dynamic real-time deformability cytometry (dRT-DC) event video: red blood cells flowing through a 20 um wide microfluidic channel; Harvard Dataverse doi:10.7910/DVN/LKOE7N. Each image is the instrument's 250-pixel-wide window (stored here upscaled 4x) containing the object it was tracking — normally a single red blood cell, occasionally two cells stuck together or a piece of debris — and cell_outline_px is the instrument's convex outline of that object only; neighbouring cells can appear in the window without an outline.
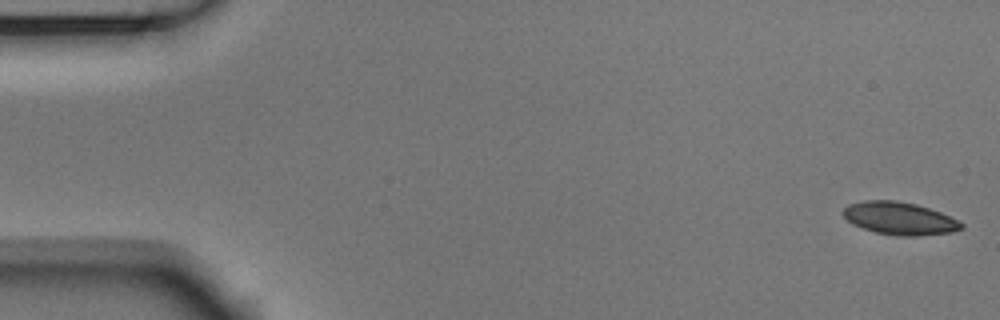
{"species": "Egyptian fruit bat (a non-hibernating species)", "species_latin": "Rousettus aegyptiacus", "temperature_condition": "room temperature", "stored_images_in_passage": 54, "camera_frame_rate_fps": 3000, "um_per_image_px": 0.085, "animal": {"sex": "male"}, "frame": {"image": 1, "passage_image": 1, "time_ms": 0.0, "image_size_px": [1000, 320], "cell_outline_px": [[964, 228], [952, 232], [916, 236], [900, 236], [876, 232], [852, 224], [844, 216], [844, 208], [848, 204], [864, 200], [896, 200], [916, 204], [940, 212], [960, 220], [964, 224]], "centroid_in_image_um": [76.5, 18.56], "position_along_channel_um": 8.5, "area_um2": 22.48}}
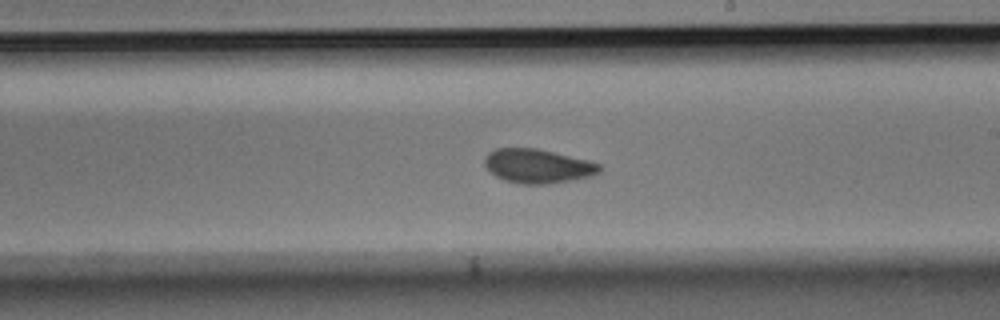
{"frame": {"image": 2, "passage_image": 31, "time_ms": 10.0, "image_size_px": [1000, 320], "cell_outline_px": [[600, 172], [592, 176], [548, 184], [520, 184], [504, 180], [496, 176], [484, 164], [484, 160], [488, 152], [496, 148], [536, 148], [588, 160], [600, 164]], "centroid_in_image_um": [45.7, 14.11], "position_along_channel_um": 243.3, "area_um2": 22.72}}
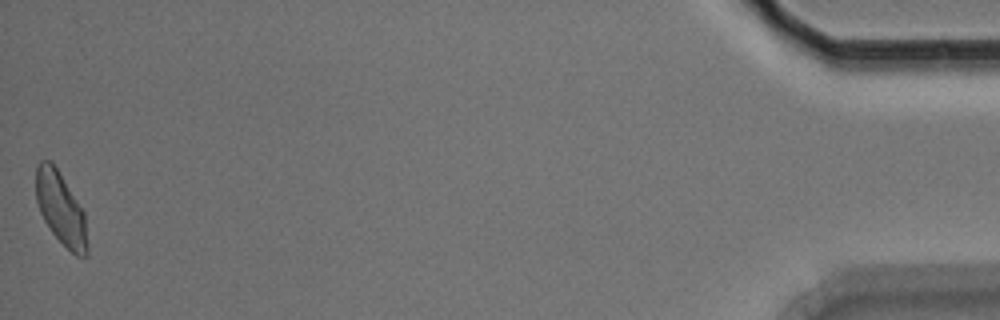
{"frame": {"image": 3, "passage_image": 54, "time_ms": 17.667, "image_size_px": [1000, 320], "cell_outline_px": [[88, 256], [76, 256], [52, 232], [44, 220], [40, 212], [36, 200], [36, 168], [40, 160], [52, 160], [84, 212], [88, 248]], "centroid_in_image_um": [5.16, 17.72], "position_along_channel_um": 430.0, "area_um2": 21.5}, "authors_computed_cell_mechanics": {"area_um2": 22.4842, "velocity_mm_per_s": 3.6822, "shape_relaxation_time_tau1_ms": 5.999, "shape_relaxation_time_tau2_ms": 1.5289, "deformation_change_tau1": 0.1242, "deformation_change_tau2": 0.0468}}